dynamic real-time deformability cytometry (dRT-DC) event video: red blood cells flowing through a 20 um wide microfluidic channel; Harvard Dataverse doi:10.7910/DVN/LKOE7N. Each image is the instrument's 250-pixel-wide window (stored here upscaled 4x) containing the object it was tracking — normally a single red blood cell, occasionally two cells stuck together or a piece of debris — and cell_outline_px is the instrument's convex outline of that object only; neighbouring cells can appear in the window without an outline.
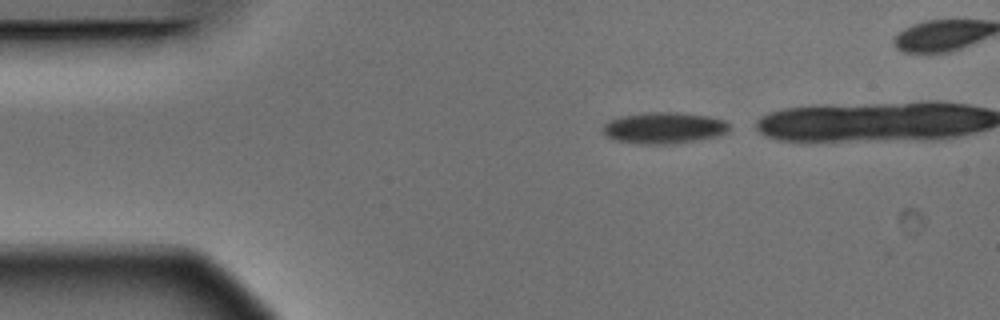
{"species": "Egyptian fruit bat (a non-hibernating species)", "species_latin": "Rousettus aegyptiacus", "temperature_condition": "warm", "stored_images_in_passage": 3, "camera_frame_rate_fps": 3000, "um_per_image_px": 0.085, "animal": {"sex": "male"}, "frame": {"image": 1, "passage_image": 1, "time_ms": 0.0, "image_size_px": [1000, 320], "cell_outline_px": [[728, 132], [716, 136], [672, 144], [636, 144], [616, 140], [608, 136], [600, 128], [608, 120], [620, 116], [648, 112], [676, 112], [708, 116], [724, 120], [728, 124]], "centroid_in_image_um": [56.39, 10.87], "position_along_channel_um": 28.6, "area_um2": 23.06}}